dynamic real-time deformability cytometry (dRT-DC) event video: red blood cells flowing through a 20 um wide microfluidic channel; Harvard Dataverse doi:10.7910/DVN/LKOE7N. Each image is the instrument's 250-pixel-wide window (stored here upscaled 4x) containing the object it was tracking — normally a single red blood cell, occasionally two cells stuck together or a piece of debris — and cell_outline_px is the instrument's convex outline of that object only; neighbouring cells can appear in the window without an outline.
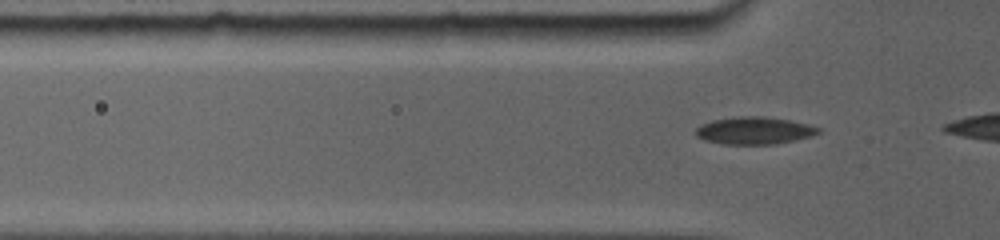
{"species": "common noctule bat (a hibernating species)", "species_latin": "Nyctalus noctula", "temperature_condition": "room temperature", "stored_images_in_passage": 8, "camera_frame_rate_fps": 5000, "um_per_image_px": 0.085, "animal": {"sex": "female", "body_mass_g": 19.0, "forearm_length_mm": 56.7}, "frame": {"image": 1, "passage_image": 5, "time_ms": 1.0, "image_size_px": [1000, 240], "cell_outline_px": [[820, 128], [816, 132], [808, 136], [768, 144], [724, 144], [708, 140], [700, 136], [696, 132], [696, 128], [712, 120], [740, 116], [764, 116], [788, 120]], "centroid_in_image_um": [64.05, 11.08], "position_along_channel_um": 61.8, "area_um2": 18.55}}